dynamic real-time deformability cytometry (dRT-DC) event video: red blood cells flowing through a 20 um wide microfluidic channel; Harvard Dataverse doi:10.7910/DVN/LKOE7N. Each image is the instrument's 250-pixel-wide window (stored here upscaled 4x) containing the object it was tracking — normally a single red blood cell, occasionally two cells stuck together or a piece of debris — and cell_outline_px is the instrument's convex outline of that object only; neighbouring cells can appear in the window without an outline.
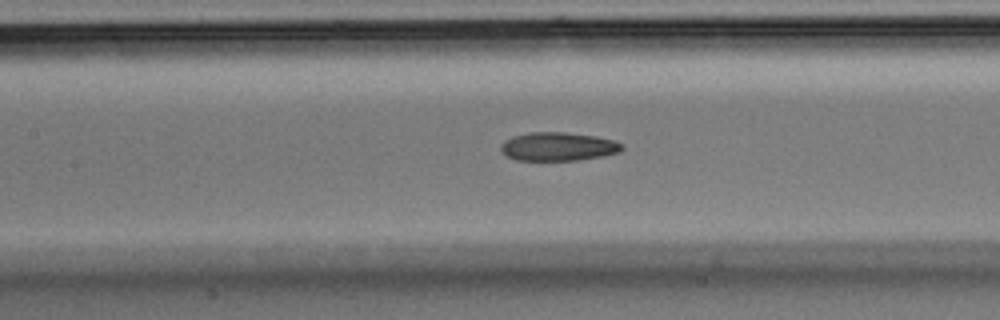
{"species": "Egyptian fruit bat (a non-hibernating species)", "species_latin": "Rousettus aegyptiacus", "temperature_condition": "room temperature", "stored_images_in_passage": 48, "camera_frame_rate_fps": 3000, "um_per_image_px": 0.085, "animal": {"sex": "male"}, "frame": {"image": 1, "passage_image": 22, "time_ms": 7.0, "image_size_px": [1000, 320], "cell_outline_px": [[624, 148], [620, 152], [604, 156], [576, 160], [516, 160], [504, 156], [500, 152], [500, 144], [504, 140], [512, 136], [532, 132], [564, 132], [596, 136], [612, 140], [624, 144]], "centroid_in_image_um": [47.41, 12.46], "position_along_channel_um": 160.0, "area_um2": 20.4}}
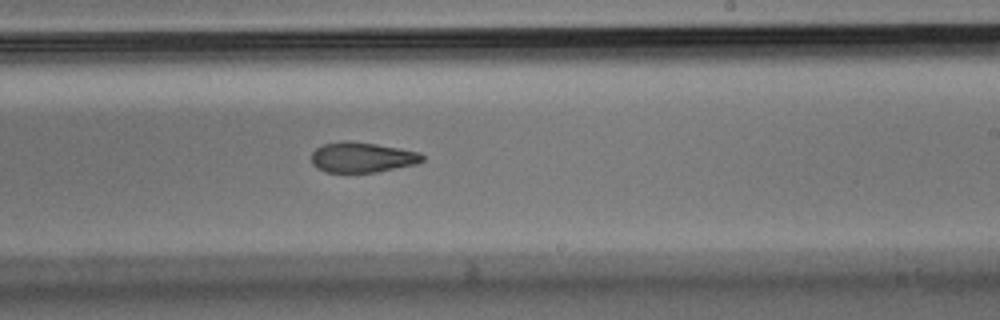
{"frame": {"image": 2, "passage_image": 29, "time_ms": 9.333, "image_size_px": [1000, 320], "cell_outline_px": [[424, 160], [416, 164], [376, 172], [324, 172], [316, 168], [312, 164], [312, 152], [316, 148], [324, 144], [344, 140], [348, 140], [376, 144], [400, 148], [420, 152], [424, 156]], "centroid_in_image_um": [30.77, 13.37], "position_along_channel_um": 258.2, "area_um2": 19.65}}
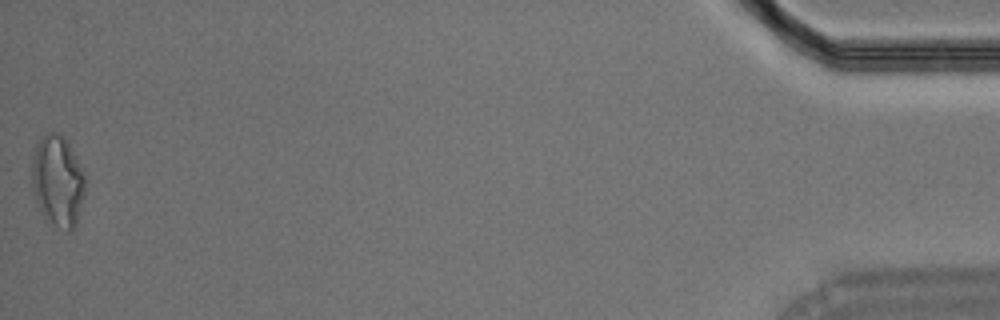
{"frame": {"image": 3, "passage_image": 48, "time_ms": 15.667, "image_size_px": [1000, 320], "cell_outline_px": [[84, 192], [76, 224], [72, 232], [68, 232], [48, 224], [40, 212], [32, 188], [32, 156], [40, 136], [48, 132], [56, 132], [68, 144], [84, 172]], "centroid_in_image_um": [4.87, 15.45], "position_along_channel_um": 430.3, "area_um2": 28.38}}